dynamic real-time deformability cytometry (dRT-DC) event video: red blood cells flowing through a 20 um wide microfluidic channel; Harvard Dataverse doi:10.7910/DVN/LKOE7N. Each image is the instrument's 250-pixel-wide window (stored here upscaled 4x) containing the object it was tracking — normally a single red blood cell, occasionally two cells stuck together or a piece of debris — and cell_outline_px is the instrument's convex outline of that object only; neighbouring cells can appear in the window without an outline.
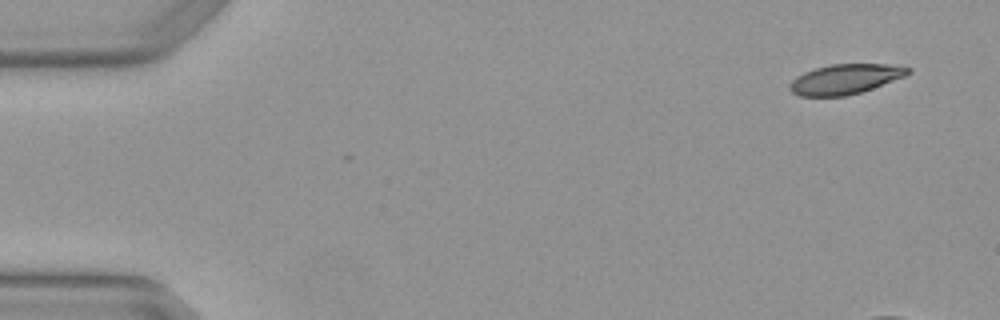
{"species": "Egyptian fruit bat (a non-hibernating species)", "species_latin": "Rousettus aegyptiacus", "temperature_condition": "warm", "stored_images_in_passage": 4, "camera_frame_rate_fps": 3000, "um_per_image_px": 0.085, "animal": {"sex": "female"}, "frame": {"image": 1, "passage_image": 1, "time_ms": 0.0, "image_size_px": [1000, 320], "cell_outline_px": [[912, 72], [904, 76], [872, 88], [860, 92], [844, 96], [800, 96], [792, 92], [788, 88], [788, 84], [796, 76], [804, 72], [816, 68], [832, 64], [888, 64], [912, 68]], "centroid_in_image_um": [71.81, 6.72], "position_along_channel_um": 13.2, "area_um2": 20.52}}
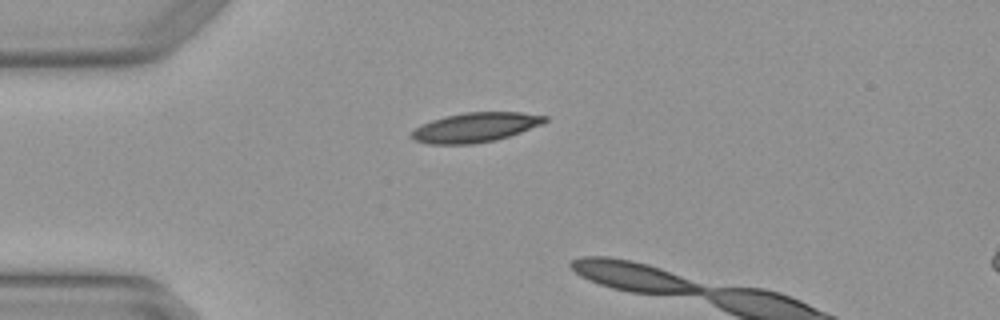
{"frame": {"image": 2, "passage_image": 3, "time_ms": 0.667, "image_size_px": [1000, 320], "cell_outline_px": [[548, 120], [544, 124], [496, 140], [472, 144], [428, 144], [412, 140], [408, 136], [420, 124], [444, 116], [464, 112], [520, 112], [548, 116]], "centroid_in_image_um": [40.38, 10.82], "position_along_channel_um": 44.6, "area_um2": 23.18}}